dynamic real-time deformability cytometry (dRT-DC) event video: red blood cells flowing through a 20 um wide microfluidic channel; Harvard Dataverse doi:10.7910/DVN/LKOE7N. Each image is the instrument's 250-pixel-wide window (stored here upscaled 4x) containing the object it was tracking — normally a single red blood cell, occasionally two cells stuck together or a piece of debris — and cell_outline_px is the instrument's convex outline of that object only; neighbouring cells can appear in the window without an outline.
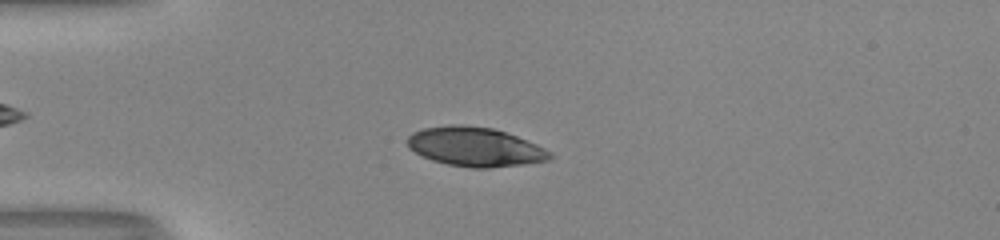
{"species": "human", "species_latin": "Homo sapiens", "temperature_condition": "room temperature", "stored_images_in_passage": 52, "camera_frame_rate_fps": 3000, "um_per_image_px": 0.085, "donor": {"sex": "male"}, "frame": {"image": 1, "passage_image": 14, "time_ms": 4.333, "image_size_px": [1000, 240], "cell_outline_px": [[552, 160], [524, 164], [488, 168], [472, 168], [448, 164], [432, 160], [408, 148], [408, 136], [412, 132], [424, 128], [452, 124], [464, 124], [492, 128], [516, 136], [536, 144], [552, 152]], "centroid_in_image_um": [40.39, 12.48], "position_along_channel_um": 44.6, "area_um2": 32.48}}
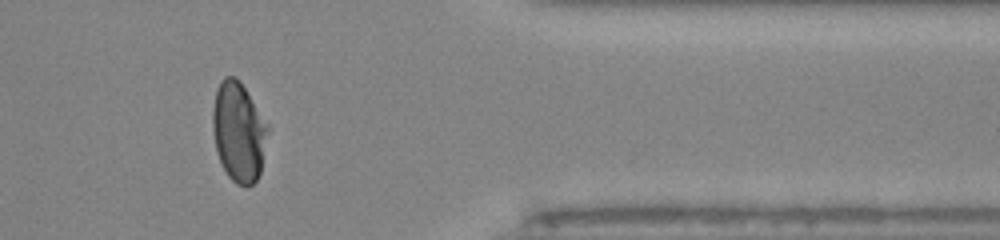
{"frame": {"image": 2, "passage_image": 43, "time_ms": 14.0, "image_size_px": [1000, 240], "cell_outline_px": [[268, 128], [260, 172], [256, 180], [252, 184], [236, 184], [228, 176], [216, 152], [212, 128], [212, 108], [216, 88], [220, 80], [224, 76], [236, 76], [240, 80], [268, 124]], "centroid_in_image_um": [20.25, 11.14], "position_along_channel_um": 391.2, "area_um2": 31.96}}
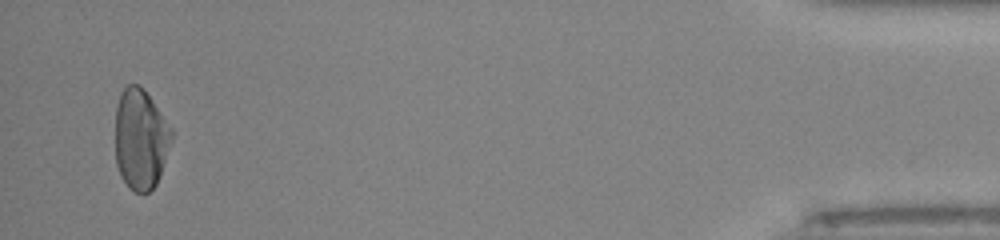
{"frame": {"image": 3, "passage_image": 50, "time_ms": 16.333, "image_size_px": [1000, 240], "cell_outline_px": [[172, 140], [160, 176], [156, 184], [148, 192], [132, 192], [128, 188], [120, 176], [116, 164], [116, 104], [120, 92], [128, 84], [136, 84], [144, 88], [172, 128]], "centroid_in_image_um": [11.94, 11.82], "position_along_channel_um": 423.3, "area_um2": 33.29}, "authors_computed_cell_mechanics": {"area_um2": 32.3391, "velocity_mm_per_s": 4.0567, "shape_relaxation_time_tau1_ms": 3.1096, "shape_relaxation_time_tau2_ms": null, "deformation_change_tau1": 0.1761, "deformation_change_tau2": null}}